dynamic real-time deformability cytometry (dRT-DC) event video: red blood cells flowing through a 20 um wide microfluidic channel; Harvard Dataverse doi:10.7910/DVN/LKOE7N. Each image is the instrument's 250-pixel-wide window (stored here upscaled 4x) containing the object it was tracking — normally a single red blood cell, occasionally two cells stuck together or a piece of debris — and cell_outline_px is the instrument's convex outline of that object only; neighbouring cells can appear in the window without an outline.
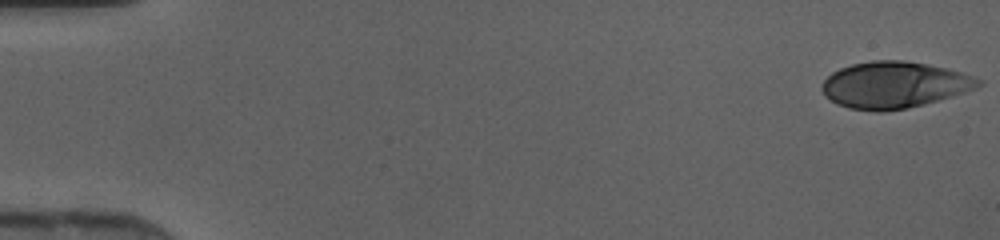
{"species": "human", "species_latin": "Homo sapiens", "temperature_condition": "cold", "stored_images_in_passage": 46, "camera_frame_rate_fps": 3000, "um_per_image_px": 0.085, "donor": {"sex": "female"}, "frame": {"image": 1, "passage_image": 1, "time_ms": 0.0, "image_size_px": [1000, 240], "cell_outline_px": [[984, 84], [976, 88], [952, 96], [924, 104], [908, 108], [884, 112], [876, 112], [848, 108], [836, 104], [824, 96], [820, 88], [820, 84], [832, 72], [840, 68], [852, 64], [872, 60], [904, 60], [928, 64], [960, 72], [984, 80]], "centroid_in_image_um": [75.97, 7.22], "position_along_channel_um": 9.0, "area_um2": 42.71}}
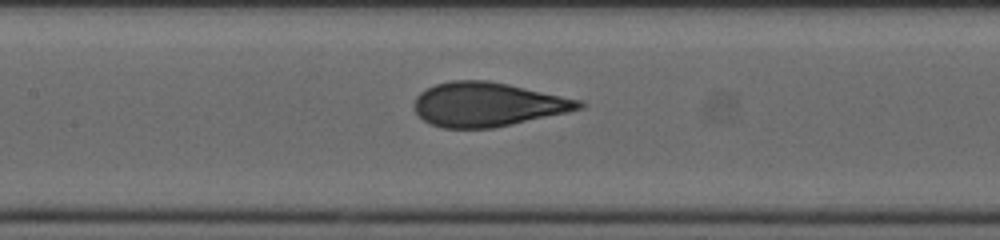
{"frame": {"image": 2, "passage_image": 22, "time_ms": 7.0, "image_size_px": [1000, 240], "cell_outline_px": [[588, 104], [584, 108], [568, 112], [512, 124], [492, 128], [444, 128], [432, 124], [424, 120], [416, 112], [412, 104], [416, 96], [420, 92], [436, 84], [452, 80], [488, 80], [508, 84], [584, 100]], "centroid_in_image_um": [41.49, 8.87], "position_along_channel_um": 165.9, "area_um2": 42.54}}
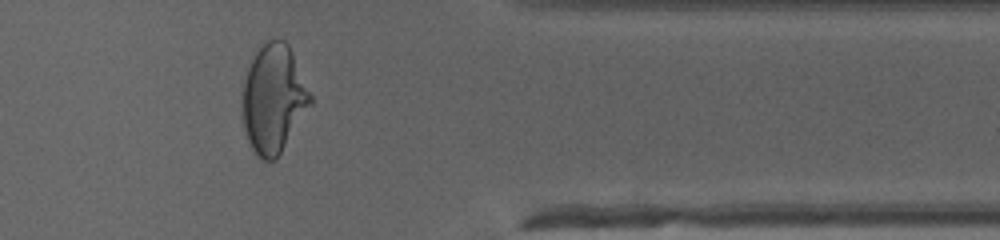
{"frame": {"image": 3, "passage_image": 38, "time_ms": 12.333, "image_size_px": [1000, 240], "cell_outline_px": [[312, 104], [276, 160], [260, 160], [256, 156], [248, 140], [244, 128], [240, 92], [248, 68], [256, 52], [268, 40], [284, 40], [288, 44], [292, 52], [312, 96]], "centroid_in_image_um": [23.23, 8.44], "position_along_channel_um": 388.2, "area_um2": 43.0}}